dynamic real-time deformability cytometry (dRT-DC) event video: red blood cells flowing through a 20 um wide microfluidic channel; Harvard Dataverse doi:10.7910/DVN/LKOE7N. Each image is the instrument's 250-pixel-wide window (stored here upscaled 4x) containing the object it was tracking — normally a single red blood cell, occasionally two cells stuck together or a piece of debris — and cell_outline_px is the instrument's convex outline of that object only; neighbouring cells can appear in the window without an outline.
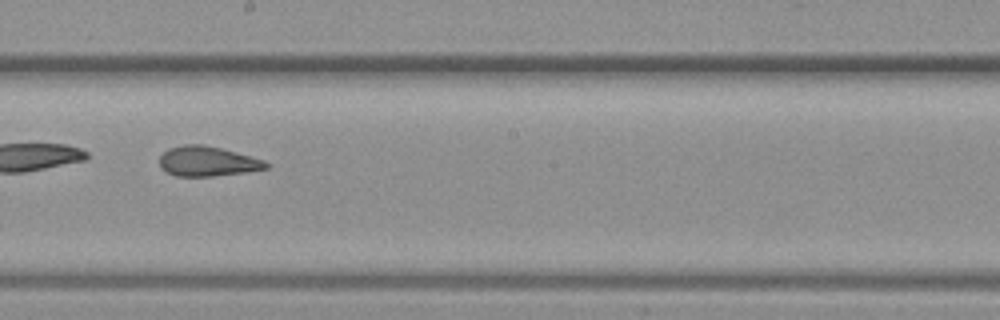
{"species": "common noctule bat (a hibernating species)", "species_latin": "Nyctalus noctula", "temperature_condition": "warm", "stored_images_in_passage": 52, "camera_frame_rate_fps": 3000, "um_per_image_px": 0.085, "animal": {"sex": "female", "body_mass_g": 19.3, "forearm_length_mm": 54.1}, "frame": {"image": 1, "passage_image": 30, "time_ms": 9.667, "image_size_px": [1000, 320], "cell_outline_px": [[272, 164], [268, 168], [244, 172], [212, 176], [176, 176], [164, 172], [160, 168], [160, 156], [168, 148], [184, 144], [204, 144], [236, 152], [264, 160]], "centroid_in_image_um": [17.61, 13.71], "position_along_channel_um": 230.6, "area_um2": 18.67}}